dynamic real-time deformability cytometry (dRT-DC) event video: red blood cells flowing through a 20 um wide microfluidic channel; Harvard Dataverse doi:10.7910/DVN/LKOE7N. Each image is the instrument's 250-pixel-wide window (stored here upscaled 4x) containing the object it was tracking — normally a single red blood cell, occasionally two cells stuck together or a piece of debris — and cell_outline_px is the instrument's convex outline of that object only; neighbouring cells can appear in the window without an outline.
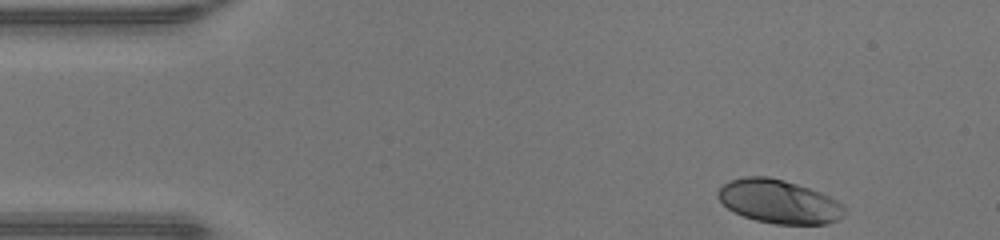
{"species": "human", "species_latin": "Homo sapiens", "temperature_condition": "warm", "stored_images_in_passage": 36, "camera_frame_rate_fps": 3000, "um_per_image_px": 0.085, "donor": {"sex": "male"}, "frame": {"image": 1, "passage_image": 1, "time_ms": 0.0, "image_size_px": [1000, 240], "cell_outline_px": [[844, 216], [828, 224], [776, 224], [756, 220], [744, 216], [728, 208], [716, 196], [716, 192], [724, 184], [732, 180], [744, 176], [768, 176], [784, 180], [820, 192], [844, 204]], "centroid_in_image_um": [66.21, 17.13], "position_along_channel_um": 18.8, "area_um2": 31.96}}
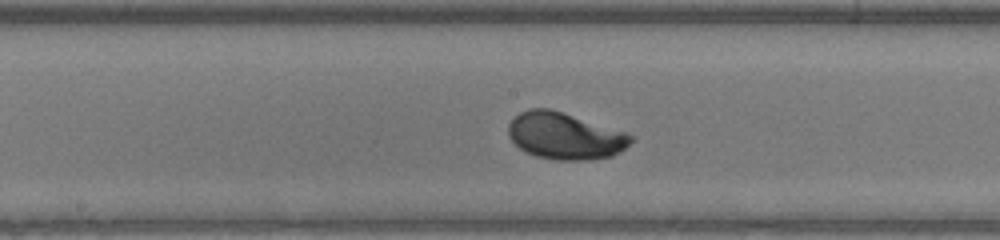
{"frame": {"image": 2, "passage_image": 20, "time_ms": 6.333, "image_size_px": [1000, 240], "cell_outline_px": [[636, 136], [624, 148], [612, 156], [588, 160], [556, 160], [536, 156], [524, 152], [508, 136], [508, 124], [520, 112], [528, 108], [548, 108], [628, 132]], "centroid_in_image_um": [48.02, 11.55], "position_along_channel_um": 200.2, "area_um2": 33.41}}
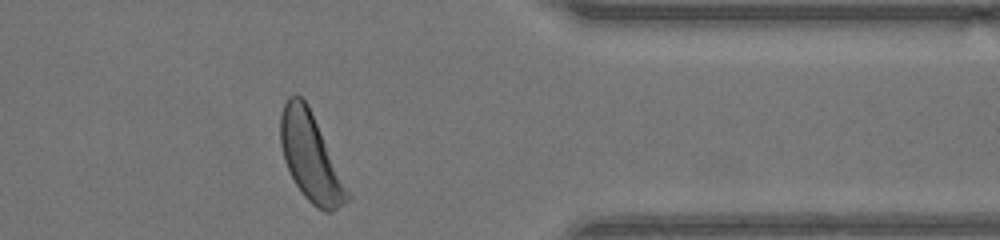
{"frame": {"image": 3, "passage_image": 34, "time_ms": 11.0, "image_size_px": [1000, 240], "cell_outline_px": [[352, 200], [332, 212], [324, 212], [316, 208], [304, 196], [296, 184], [284, 160], [280, 144], [280, 116], [284, 104], [288, 96], [300, 96], [308, 104], [352, 196]], "centroid_in_image_um": [26.42, 13.4], "position_along_channel_um": 385.0, "area_um2": 34.1}, "authors_computed_cell_mechanics": {"area_um2": 32.2813, "velocity_mm_per_s": 4.3364, "shape_relaxation_time_tau1_ms": 2.3566, "shape_relaxation_time_tau2_ms": null, "deformation_change_tau1": 0.1746, "deformation_change_tau2": null}}